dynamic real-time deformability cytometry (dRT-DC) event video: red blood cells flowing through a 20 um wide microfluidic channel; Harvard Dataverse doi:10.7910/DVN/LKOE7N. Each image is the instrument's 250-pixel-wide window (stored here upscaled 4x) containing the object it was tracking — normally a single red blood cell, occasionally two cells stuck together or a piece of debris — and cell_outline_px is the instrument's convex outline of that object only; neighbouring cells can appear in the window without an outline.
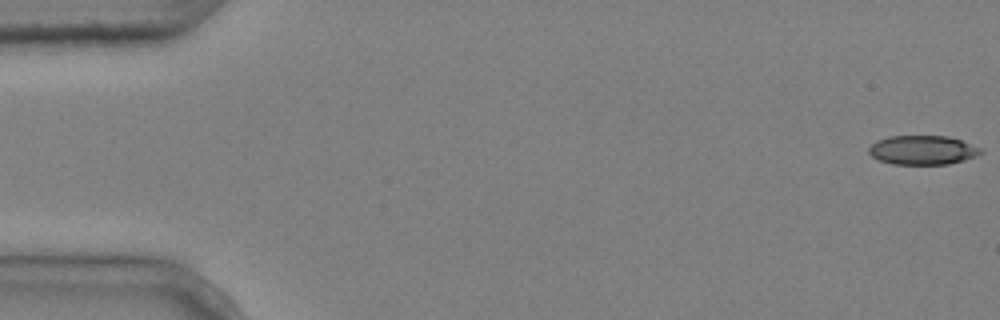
{"species": "common noctule bat (a hibernating species)", "species_latin": "Nyctalus noctula", "temperature_condition": "cold", "stored_images_in_passage": 6, "camera_frame_rate_fps": 3000, "um_per_image_px": 0.085, "animal": {"sex": "male", "body_mass_g": 20.4}, "frame": {"image": 1, "passage_image": 1, "time_ms": 0.0, "image_size_px": [1000, 320], "cell_outline_px": [[984, 152], [976, 156], [964, 160], [948, 164], [892, 164], [880, 160], [872, 156], [868, 152], [868, 148], [876, 140], [888, 136], [948, 136], [960, 140], [980, 148]], "centroid_in_image_um": [78.4, 12.75], "position_along_channel_um": 6.6, "area_um2": 18.96}}
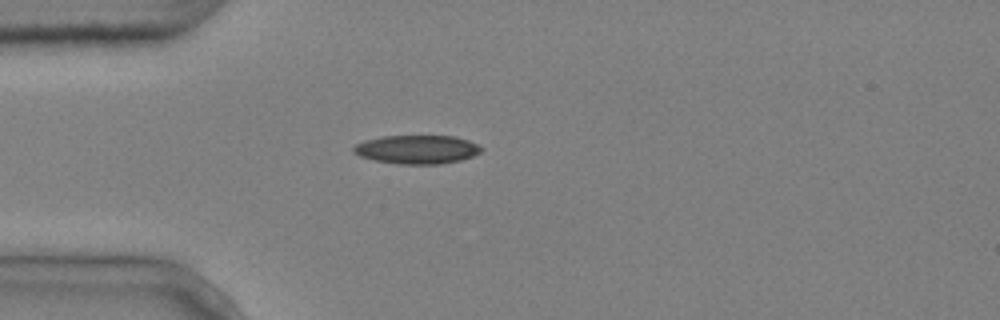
{"frame": {"image": 2, "passage_image": 5, "time_ms": 1.333, "image_size_px": [1000, 320], "cell_outline_px": [[484, 148], [480, 152], [472, 156], [460, 160], [440, 164], [396, 164], [376, 160], [360, 156], [352, 152], [352, 148], [356, 144], [364, 140], [380, 136], [452, 136], [468, 140]], "centroid_in_image_um": [35.42, 12.7], "position_along_channel_um": 49.6, "area_um2": 21.33}}